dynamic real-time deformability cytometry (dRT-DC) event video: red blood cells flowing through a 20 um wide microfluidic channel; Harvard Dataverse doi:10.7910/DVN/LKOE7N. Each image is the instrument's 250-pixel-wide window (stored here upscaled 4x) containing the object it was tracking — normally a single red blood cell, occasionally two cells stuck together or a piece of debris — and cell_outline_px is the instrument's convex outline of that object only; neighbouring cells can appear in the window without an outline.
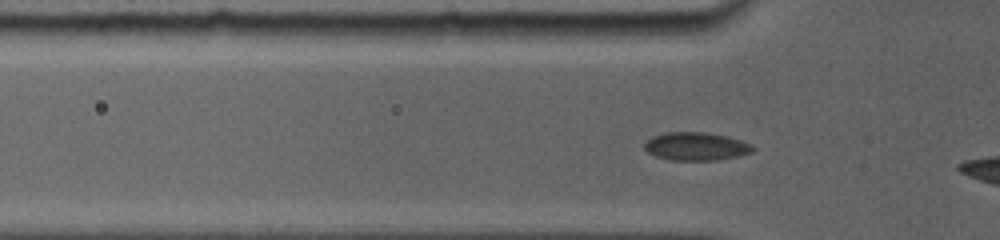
{"species": "common noctule bat (a hibernating species)", "species_latin": "Nyctalus noctula", "temperature_condition": "room temperature", "stored_images_in_passage": 30, "camera_frame_rate_fps": 5000, "um_per_image_px": 0.085, "animal": {"sex": "female", "body_mass_g": 19.0, "forearm_length_mm": 56.7}, "frame": {"image": 1, "passage_image": 5, "time_ms": 1.0, "image_size_px": [1000, 240], "cell_outline_px": [[756, 148], [752, 152], [720, 160], [668, 160], [656, 156], [648, 152], [644, 148], [644, 144], [652, 136], [664, 132], [704, 132], [728, 136], [752, 144]], "centroid_in_image_um": [59.17, 12.44], "position_along_channel_um": 66.6, "area_um2": 17.86}}
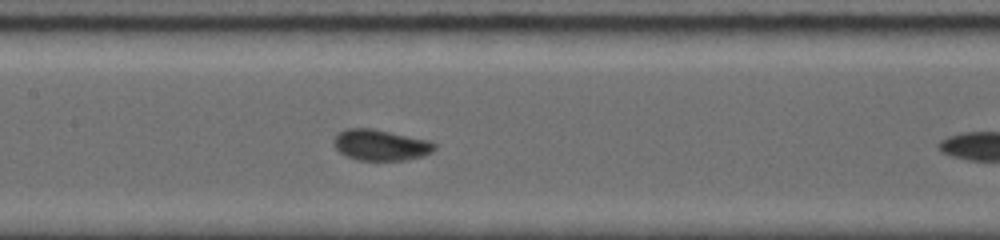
{"frame": {"image": 2, "passage_image": 16, "time_ms": 3.8, "image_size_px": [1000, 240], "cell_outline_px": [[436, 148], [432, 152], [424, 156], [404, 160], [356, 160], [340, 152], [332, 144], [332, 140], [340, 132], [348, 128], [372, 128], [428, 140], [436, 144]], "centroid_in_image_um": [32.35, 12.33], "position_along_channel_um": 175.0, "area_um2": 18.15}}
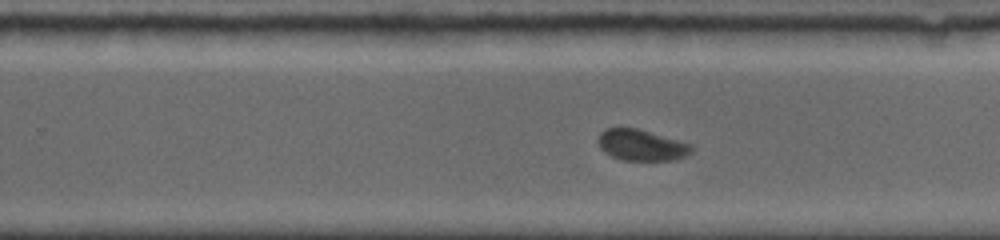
{"frame": {"image": 3, "passage_image": 26, "time_ms": 6.4, "image_size_px": [1000, 240], "cell_outline_px": [[692, 152], [676, 160], [624, 160], [612, 156], [604, 152], [600, 148], [596, 140], [600, 132], [604, 128], [636, 128], [692, 144]], "centroid_in_image_um": [54.49, 12.33], "position_along_channel_um": 275.3, "area_um2": 16.94}}